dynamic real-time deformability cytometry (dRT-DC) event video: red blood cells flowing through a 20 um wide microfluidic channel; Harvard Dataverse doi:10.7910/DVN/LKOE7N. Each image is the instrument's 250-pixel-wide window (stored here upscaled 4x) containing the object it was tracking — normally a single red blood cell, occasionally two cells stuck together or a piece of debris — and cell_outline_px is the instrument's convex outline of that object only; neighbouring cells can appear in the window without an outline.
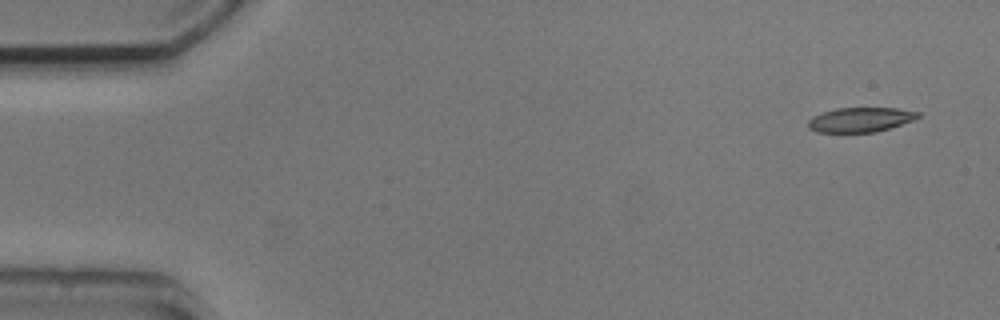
{"species": "common noctule bat (a hibernating species)", "species_latin": "Nyctalus noctula", "temperature_condition": "cold", "stored_images_in_passage": 8, "camera_frame_rate_fps": 3000, "um_per_image_px": 0.085, "animal": {"sex": "male", "body_mass_g": 20.5, "forearm_length_mm": 52.5}, "frame": {"image": 1, "passage_image": 1, "time_ms": 0.0, "image_size_px": [1000, 320], "cell_outline_px": [[920, 116], [912, 120], [876, 132], [816, 132], [808, 128], [808, 120], [812, 116], [836, 108], [896, 108], [920, 112]], "centroid_in_image_um": [73.1, 10.17], "position_along_channel_um": 11.9, "area_um2": 15.61}}
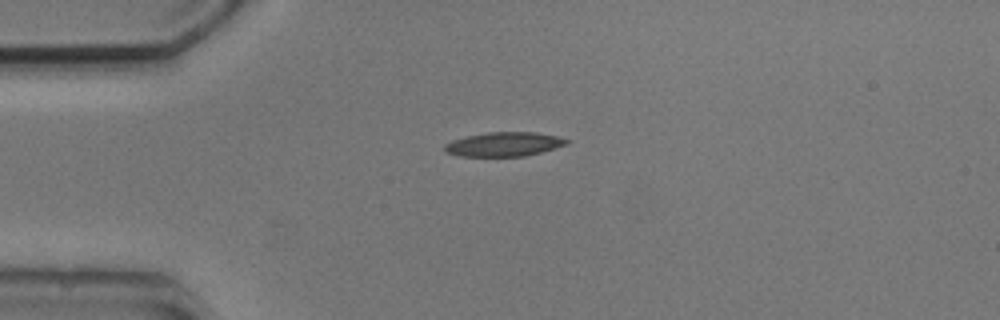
{"frame": {"image": 2, "passage_image": 4, "time_ms": 3.333, "image_size_px": [1000, 320], "cell_outline_px": [[572, 140], [568, 144], [540, 152], [524, 156], [460, 156], [444, 152], [444, 144], [452, 140], [468, 136], [488, 132], [536, 132], [556, 136]], "centroid_in_image_um": [42.84, 12.26], "position_along_channel_um": 42.2, "area_um2": 17.17}}
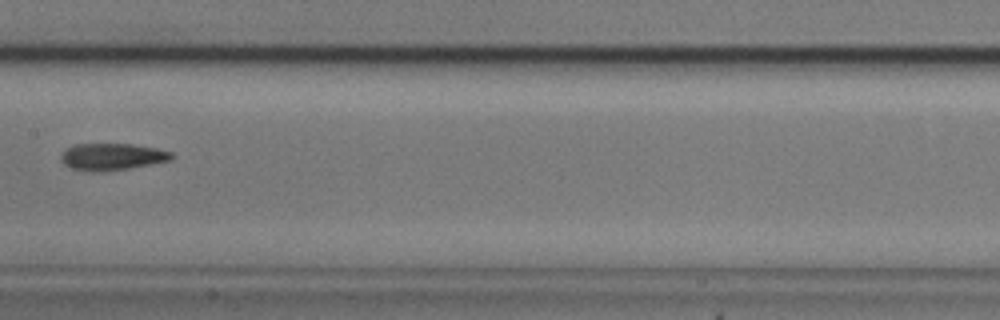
{"frame": {"image": 3, "passage_image": 8, "time_ms": 8.0, "image_size_px": [1000, 320], "cell_outline_px": [[176, 156], [172, 160], [152, 164], [104, 172], [88, 172], [72, 168], [64, 164], [60, 160], [60, 152], [72, 144], [132, 144], [156, 148], [172, 152]], "centroid_in_image_um": [9.5, 13.32], "position_along_channel_um": 197.9, "area_um2": 17.69}}